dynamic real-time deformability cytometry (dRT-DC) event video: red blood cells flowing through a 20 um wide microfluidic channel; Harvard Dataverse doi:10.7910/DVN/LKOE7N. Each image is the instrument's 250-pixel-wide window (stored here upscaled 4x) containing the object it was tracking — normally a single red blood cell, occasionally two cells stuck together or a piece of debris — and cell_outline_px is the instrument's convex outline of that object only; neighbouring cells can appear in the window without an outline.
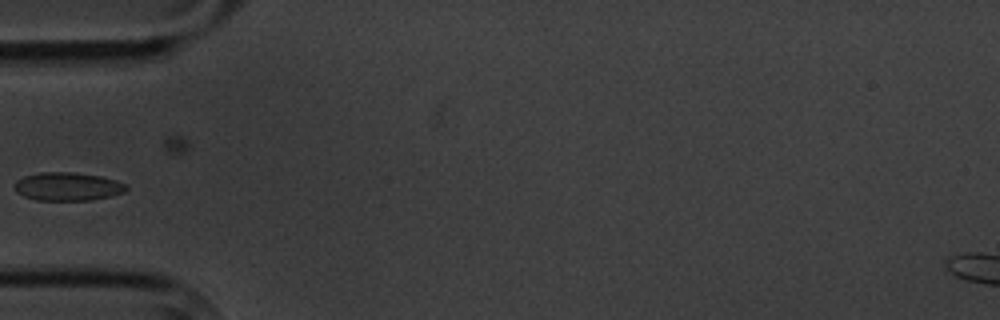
{"species": "common noctule bat (a hibernating species)", "species_latin": "Nyctalus noctula", "temperature_condition": "cold", "stored_images_in_passage": 9, "camera_frame_rate_fps": 3000, "um_per_image_px": 0.085, "animal": {"sex": "male", "body_mass_g": 20.1, "forearm_length_mm": 53.5}, "frame": {"image": 1, "passage_image": 9, "time_ms": 9.333, "image_size_px": [1000, 320], "cell_outline_px": [[128, 188], [124, 192], [112, 196], [92, 200], [36, 200], [24, 196], [16, 192], [16, 180], [24, 176], [40, 172], [72, 172], [100, 176], [116, 180], [124, 184]], "centroid_in_image_um": [5.76, 15.85], "position_along_channel_um": 79.2, "area_um2": 18.38}}